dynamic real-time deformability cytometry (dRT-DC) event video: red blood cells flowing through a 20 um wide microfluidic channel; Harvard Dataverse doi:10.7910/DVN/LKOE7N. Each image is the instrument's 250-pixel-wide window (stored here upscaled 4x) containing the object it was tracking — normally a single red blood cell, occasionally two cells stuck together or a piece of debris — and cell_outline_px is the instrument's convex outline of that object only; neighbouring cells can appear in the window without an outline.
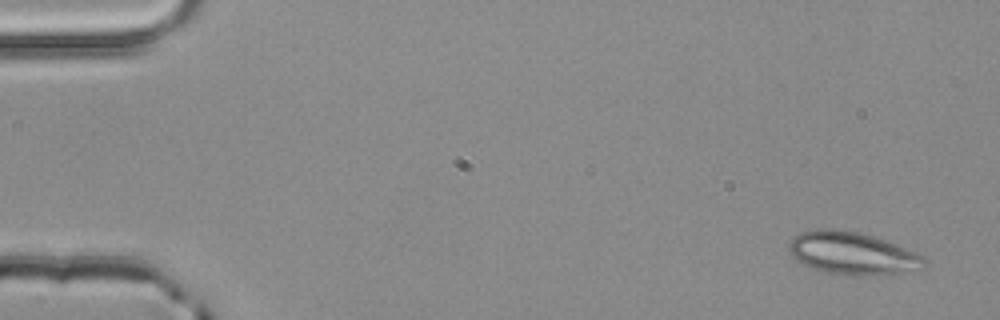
{"species": "common noctule bat (a hibernating species)", "species_latin": "Nyctalus noctula", "temperature_condition": "room temperature", "stored_images_in_passage": 4, "segment_of_instrument_passage": [1, 2], "camera_frame_rate_fps": 3000, "um_per_image_px": 0.085, "animal": {"sex": "male", "body_mass_g": 20.4}, "frame": {"image": 1, "passage_image": 1, "time_ms": 0.0, "image_size_px": [1000, 320], "cell_outline_px": [[924, 268], [904, 272], [856, 276], [828, 272], [804, 264], [796, 260], [792, 256], [788, 248], [788, 244], [792, 236], [800, 232], [816, 228], [836, 228], [856, 232], [872, 236], [884, 240], [916, 252], [924, 256]], "centroid_in_image_um": [72.41, 21.51], "position_along_channel_um": 12.6, "area_um2": 33.35}}